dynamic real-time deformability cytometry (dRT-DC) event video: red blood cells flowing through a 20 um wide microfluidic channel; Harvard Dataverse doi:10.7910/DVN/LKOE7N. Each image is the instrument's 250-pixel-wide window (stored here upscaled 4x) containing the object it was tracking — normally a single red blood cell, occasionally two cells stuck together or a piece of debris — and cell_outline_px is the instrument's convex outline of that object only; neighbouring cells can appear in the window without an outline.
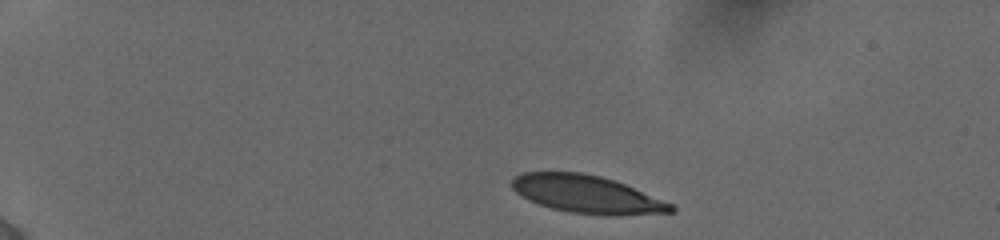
{"species": "human", "species_latin": "Homo sapiens", "temperature_condition": "cold", "stored_images_in_passage": 8, "camera_frame_rate_fps": 3000, "um_per_image_px": 0.085, "donor": {"sex": "female"}, "frame": {"image": 1, "passage_image": 1, "time_ms": 0.0, "image_size_px": [1000, 240], "cell_outline_px": [[676, 212], [568, 212], [552, 208], [528, 200], [516, 192], [512, 188], [512, 180], [516, 176], [524, 172], [580, 172], [600, 176], [624, 184], [672, 204], [676, 208]], "centroid_in_image_um": [49.76, 16.45], "position_along_channel_um": 35.2, "area_um2": 33.18}}
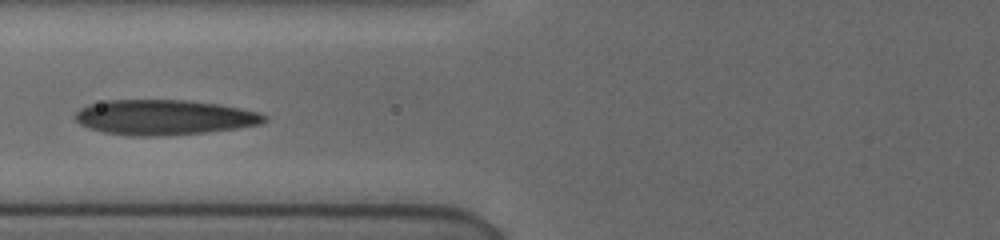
{"frame": {"image": 2, "passage_image": 5, "time_ms": 4.333, "image_size_px": [1000, 240], "cell_outline_px": [[268, 120], [260, 124], [240, 128], [208, 132], [164, 136], [132, 136], [104, 132], [88, 128], [80, 124], [76, 120], [76, 112], [80, 108], [88, 104], [108, 100], [184, 100], [220, 104], [260, 112], [268, 116]], "centroid_in_image_um": [13.99, 9.98], "position_along_channel_um": 111.8, "area_um2": 39.02}}
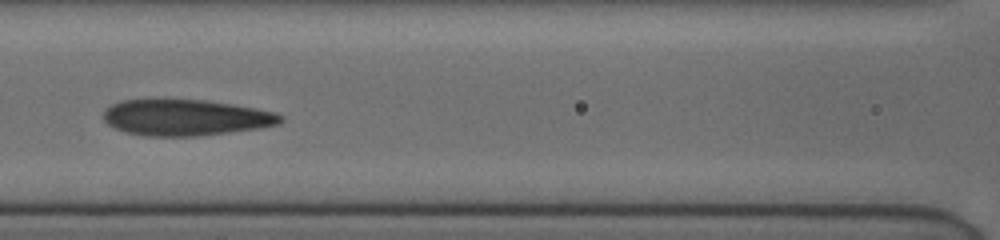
{"frame": {"image": 3, "passage_image": 7, "time_ms": 5.333, "image_size_px": [1000, 240], "cell_outline_px": [[284, 120], [280, 124], [260, 128], [196, 136], [144, 136], [124, 132], [108, 124], [104, 120], [104, 112], [112, 104], [124, 100], [204, 100], [276, 112], [284, 116]], "centroid_in_image_um": [15.8, 10.0], "position_along_channel_um": 150.8, "area_um2": 36.93}}